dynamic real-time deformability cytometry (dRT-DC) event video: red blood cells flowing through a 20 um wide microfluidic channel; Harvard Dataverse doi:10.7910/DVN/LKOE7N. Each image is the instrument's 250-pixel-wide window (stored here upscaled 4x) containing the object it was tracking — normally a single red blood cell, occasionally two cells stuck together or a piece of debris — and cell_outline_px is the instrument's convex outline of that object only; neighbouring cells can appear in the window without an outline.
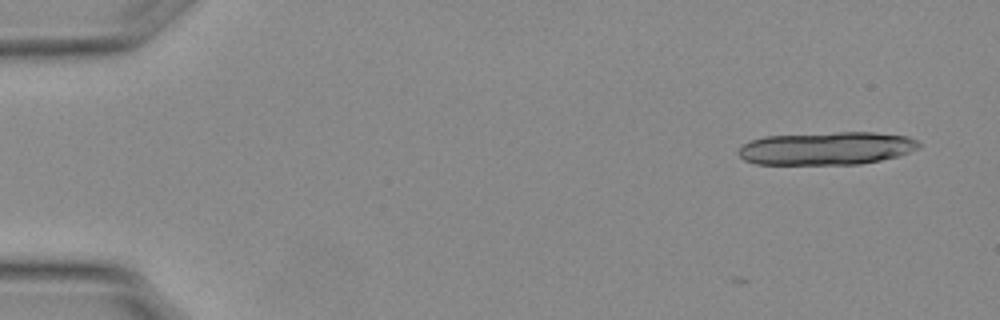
{"species": "Egyptian fruit bat (a non-hibernating species)", "species_latin": "Rousettus aegyptiacus", "temperature_condition": "warm", "stored_images_in_passage": 3, "camera_frame_rate_fps": 3000, "um_per_image_px": 0.085, "animal": {"sex": "female"}, "frame": {"image": 1, "passage_image": 3, "time_ms": 0.667, "image_size_px": [1000, 320], "cell_outline_px": [[920, 144], [916, 148], [908, 152], [896, 156], [880, 160], [860, 164], [756, 164], [744, 160], [736, 152], [744, 144], [752, 140], [764, 136], [836, 132], [876, 132], [908, 136], [916, 140]], "centroid_in_image_um": [70.23, 12.6], "position_along_channel_um": 14.8, "area_um2": 34.56}}